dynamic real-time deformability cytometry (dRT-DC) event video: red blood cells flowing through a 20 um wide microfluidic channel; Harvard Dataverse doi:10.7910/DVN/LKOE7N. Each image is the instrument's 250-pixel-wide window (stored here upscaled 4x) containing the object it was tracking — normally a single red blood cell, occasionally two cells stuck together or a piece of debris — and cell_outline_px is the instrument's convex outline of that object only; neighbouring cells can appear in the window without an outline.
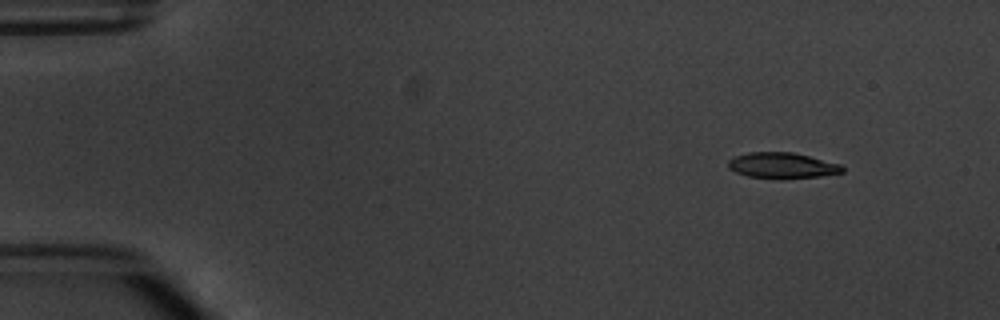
{"species": "common noctule bat (a hibernating species)", "species_latin": "Nyctalus noctula", "temperature_condition": "warm", "stored_images_in_passage": 5, "camera_frame_rate_fps": 3000, "um_per_image_px": 0.085, "animal": {"sex": "male", "body_mass_g": 20.1, "forearm_length_mm": 53.5}, "frame": {"image": 1, "passage_image": 1, "time_ms": 0.0, "image_size_px": [1000, 320], "cell_outline_px": [[844, 172], [820, 176], [784, 180], [776, 180], [748, 176], [736, 172], [728, 168], [728, 160], [732, 156], [748, 152], [792, 152], [840, 164], [844, 168]], "centroid_in_image_um": [66.44, 14.08], "position_along_channel_um": 18.6, "area_um2": 17.51}}
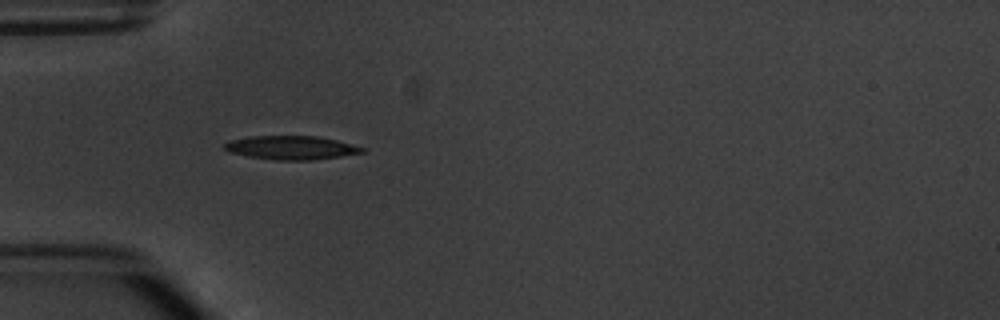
{"frame": {"image": 2, "passage_image": 4, "time_ms": 3.667, "image_size_px": [1000, 320], "cell_outline_px": [[364, 152], [340, 156], [312, 160], [276, 160], [248, 156], [228, 152], [224, 148], [224, 144], [232, 140], [248, 136], [316, 136], [336, 140], [352, 144], [364, 148]], "centroid_in_image_um": [24.73, 12.55], "position_along_channel_um": 60.3, "area_um2": 18.84}}